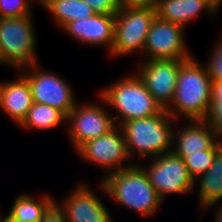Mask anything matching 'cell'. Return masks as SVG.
Segmentation results:
<instances>
[{
	"label": "cell",
	"instance_id": "cell-28",
	"mask_svg": "<svg viewBox=\"0 0 222 222\" xmlns=\"http://www.w3.org/2000/svg\"><path fill=\"white\" fill-rule=\"evenodd\" d=\"M41 222H67V220L62 210L54 203L44 214Z\"/></svg>",
	"mask_w": 222,
	"mask_h": 222
},
{
	"label": "cell",
	"instance_id": "cell-23",
	"mask_svg": "<svg viewBox=\"0 0 222 222\" xmlns=\"http://www.w3.org/2000/svg\"><path fill=\"white\" fill-rule=\"evenodd\" d=\"M211 100L212 104L206 121L222 139V80L212 81Z\"/></svg>",
	"mask_w": 222,
	"mask_h": 222
},
{
	"label": "cell",
	"instance_id": "cell-13",
	"mask_svg": "<svg viewBox=\"0 0 222 222\" xmlns=\"http://www.w3.org/2000/svg\"><path fill=\"white\" fill-rule=\"evenodd\" d=\"M136 74L146 85L156 102L167 109L175 96L180 60H142Z\"/></svg>",
	"mask_w": 222,
	"mask_h": 222
},
{
	"label": "cell",
	"instance_id": "cell-27",
	"mask_svg": "<svg viewBox=\"0 0 222 222\" xmlns=\"http://www.w3.org/2000/svg\"><path fill=\"white\" fill-rule=\"evenodd\" d=\"M159 0H120V6L123 8H149L157 9Z\"/></svg>",
	"mask_w": 222,
	"mask_h": 222
},
{
	"label": "cell",
	"instance_id": "cell-7",
	"mask_svg": "<svg viewBox=\"0 0 222 222\" xmlns=\"http://www.w3.org/2000/svg\"><path fill=\"white\" fill-rule=\"evenodd\" d=\"M147 165H145V161ZM143 160L140 165L148 175L149 182L164 202L171 195H188L194 191V179L190 176L184 160L168 152ZM147 166V167H146Z\"/></svg>",
	"mask_w": 222,
	"mask_h": 222
},
{
	"label": "cell",
	"instance_id": "cell-12",
	"mask_svg": "<svg viewBox=\"0 0 222 222\" xmlns=\"http://www.w3.org/2000/svg\"><path fill=\"white\" fill-rule=\"evenodd\" d=\"M94 191L88 183L80 181L62 200L55 199L67 222H114L107 206Z\"/></svg>",
	"mask_w": 222,
	"mask_h": 222
},
{
	"label": "cell",
	"instance_id": "cell-15",
	"mask_svg": "<svg viewBox=\"0 0 222 222\" xmlns=\"http://www.w3.org/2000/svg\"><path fill=\"white\" fill-rule=\"evenodd\" d=\"M181 125L176 120L173 130L172 152L177 156L210 149L220 139L206 120H187Z\"/></svg>",
	"mask_w": 222,
	"mask_h": 222
},
{
	"label": "cell",
	"instance_id": "cell-1",
	"mask_svg": "<svg viewBox=\"0 0 222 222\" xmlns=\"http://www.w3.org/2000/svg\"><path fill=\"white\" fill-rule=\"evenodd\" d=\"M98 187L108 199H113L139 216H154L163 202L140 163L109 175L104 174Z\"/></svg>",
	"mask_w": 222,
	"mask_h": 222
},
{
	"label": "cell",
	"instance_id": "cell-18",
	"mask_svg": "<svg viewBox=\"0 0 222 222\" xmlns=\"http://www.w3.org/2000/svg\"><path fill=\"white\" fill-rule=\"evenodd\" d=\"M194 186L198 188L197 203L203 214L222 200V147L216 152L208 171L194 180Z\"/></svg>",
	"mask_w": 222,
	"mask_h": 222
},
{
	"label": "cell",
	"instance_id": "cell-3",
	"mask_svg": "<svg viewBox=\"0 0 222 222\" xmlns=\"http://www.w3.org/2000/svg\"><path fill=\"white\" fill-rule=\"evenodd\" d=\"M175 121L163 109L155 116L121 123L119 127L124 134L129 158L136 155L140 160H146L171 152Z\"/></svg>",
	"mask_w": 222,
	"mask_h": 222
},
{
	"label": "cell",
	"instance_id": "cell-10",
	"mask_svg": "<svg viewBox=\"0 0 222 222\" xmlns=\"http://www.w3.org/2000/svg\"><path fill=\"white\" fill-rule=\"evenodd\" d=\"M75 153L84 162L96 165L107 171L106 175L132 166L135 162L127 153L124 134L119 126H116L108 134L91 139L83 143ZM106 169V170H105Z\"/></svg>",
	"mask_w": 222,
	"mask_h": 222
},
{
	"label": "cell",
	"instance_id": "cell-6",
	"mask_svg": "<svg viewBox=\"0 0 222 222\" xmlns=\"http://www.w3.org/2000/svg\"><path fill=\"white\" fill-rule=\"evenodd\" d=\"M156 16V9L120 7L110 57H124L135 51L143 56L147 34Z\"/></svg>",
	"mask_w": 222,
	"mask_h": 222
},
{
	"label": "cell",
	"instance_id": "cell-30",
	"mask_svg": "<svg viewBox=\"0 0 222 222\" xmlns=\"http://www.w3.org/2000/svg\"><path fill=\"white\" fill-rule=\"evenodd\" d=\"M222 203L220 204V206L217 208L216 212H215V216H214V222H222Z\"/></svg>",
	"mask_w": 222,
	"mask_h": 222
},
{
	"label": "cell",
	"instance_id": "cell-19",
	"mask_svg": "<svg viewBox=\"0 0 222 222\" xmlns=\"http://www.w3.org/2000/svg\"><path fill=\"white\" fill-rule=\"evenodd\" d=\"M55 199L46 193L39 198L27 193L19 194L8 214L22 222H41L44 214L55 203Z\"/></svg>",
	"mask_w": 222,
	"mask_h": 222
},
{
	"label": "cell",
	"instance_id": "cell-29",
	"mask_svg": "<svg viewBox=\"0 0 222 222\" xmlns=\"http://www.w3.org/2000/svg\"><path fill=\"white\" fill-rule=\"evenodd\" d=\"M0 222H22L13 217H11L8 213L3 217L2 213H0Z\"/></svg>",
	"mask_w": 222,
	"mask_h": 222
},
{
	"label": "cell",
	"instance_id": "cell-8",
	"mask_svg": "<svg viewBox=\"0 0 222 222\" xmlns=\"http://www.w3.org/2000/svg\"><path fill=\"white\" fill-rule=\"evenodd\" d=\"M43 69L37 63L19 71L28 79L34 103L52 106L67 117L77 104L74 88L57 72Z\"/></svg>",
	"mask_w": 222,
	"mask_h": 222
},
{
	"label": "cell",
	"instance_id": "cell-20",
	"mask_svg": "<svg viewBox=\"0 0 222 222\" xmlns=\"http://www.w3.org/2000/svg\"><path fill=\"white\" fill-rule=\"evenodd\" d=\"M39 5L48 14L50 13L59 29L70 21L81 20L95 14L83 0H39Z\"/></svg>",
	"mask_w": 222,
	"mask_h": 222
},
{
	"label": "cell",
	"instance_id": "cell-22",
	"mask_svg": "<svg viewBox=\"0 0 222 222\" xmlns=\"http://www.w3.org/2000/svg\"><path fill=\"white\" fill-rule=\"evenodd\" d=\"M222 147V139H219L210 149L195 153H182L180 157L184 160L190 176L195 180L198 176L208 171L213 164L216 152Z\"/></svg>",
	"mask_w": 222,
	"mask_h": 222
},
{
	"label": "cell",
	"instance_id": "cell-2",
	"mask_svg": "<svg viewBox=\"0 0 222 222\" xmlns=\"http://www.w3.org/2000/svg\"><path fill=\"white\" fill-rule=\"evenodd\" d=\"M211 84L205 64L194 56L184 61L178 72L175 96L166 111L177 121L182 117L206 120L212 104Z\"/></svg>",
	"mask_w": 222,
	"mask_h": 222
},
{
	"label": "cell",
	"instance_id": "cell-31",
	"mask_svg": "<svg viewBox=\"0 0 222 222\" xmlns=\"http://www.w3.org/2000/svg\"><path fill=\"white\" fill-rule=\"evenodd\" d=\"M209 4H211L217 12H220V8L222 6V0H206Z\"/></svg>",
	"mask_w": 222,
	"mask_h": 222
},
{
	"label": "cell",
	"instance_id": "cell-24",
	"mask_svg": "<svg viewBox=\"0 0 222 222\" xmlns=\"http://www.w3.org/2000/svg\"><path fill=\"white\" fill-rule=\"evenodd\" d=\"M0 0V18L18 17L22 15H34L33 2L39 4V0Z\"/></svg>",
	"mask_w": 222,
	"mask_h": 222
},
{
	"label": "cell",
	"instance_id": "cell-11",
	"mask_svg": "<svg viewBox=\"0 0 222 222\" xmlns=\"http://www.w3.org/2000/svg\"><path fill=\"white\" fill-rule=\"evenodd\" d=\"M185 28L155 17L147 34L142 60L186 61L194 55L188 50Z\"/></svg>",
	"mask_w": 222,
	"mask_h": 222
},
{
	"label": "cell",
	"instance_id": "cell-14",
	"mask_svg": "<svg viewBox=\"0 0 222 222\" xmlns=\"http://www.w3.org/2000/svg\"><path fill=\"white\" fill-rule=\"evenodd\" d=\"M116 15L97 14L81 20L70 21L60 30L71 39L87 46L106 47L110 55L113 40Z\"/></svg>",
	"mask_w": 222,
	"mask_h": 222
},
{
	"label": "cell",
	"instance_id": "cell-16",
	"mask_svg": "<svg viewBox=\"0 0 222 222\" xmlns=\"http://www.w3.org/2000/svg\"><path fill=\"white\" fill-rule=\"evenodd\" d=\"M14 80L0 81V110L19 126L33 105L28 79L18 70Z\"/></svg>",
	"mask_w": 222,
	"mask_h": 222
},
{
	"label": "cell",
	"instance_id": "cell-4",
	"mask_svg": "<svg viewBox=\"0 0 222 222\" xmlns=\"http://www.w3.org/2000/svg\"><path fill=\"white\" fill-rule=\"evenodd\" d=\"M99 92L107 106L115 109L116 126L129 120L155 116L163 110L136 73L122 76Z\"/></svg>",
	"mask_w": 222,
	"mask_h": 222
},
{
	"label": "cell",
	"instance_id": "cell-21",
	"mask_svg": "<svg viewBox=\"0 0 222 222\" xmlns=\"http://www.w3.org/2000/svg\"><path fill=\"white\" fill-rule=\"evenodd\" d=\"M67 117L56 108L47 104L33 103L26 118L18 126L30 131L53 130L63 124L66 126Z\"/></svg>",
	"mask_w": 222,
	"mask_h": 222
},
{
	"label": "cell",
	"instance_id": "cell-25",
	"mask_svg": "<svg viewBox=\"0 0 222 222\" xmlns=\"http://www.w3.org/2000/svg\"><path fill=\"white\" fill-rule=\"evenodd\" d=\"M220 37L209 52L211 54L205 64L211 81L222 80V35Z\"/></svg>",
	"mask_w": 222,
	"mask_h": 222
},
{
	"label": "cell",
	"instance_id": "cell-9",
	"mask_svg": "<svg viewBox=\"0 0 222 222\" xmlns=\"http://www.w3.org/2000/svg\"><path fill=\"white\" fill-rule=\"evenodd\" d=\"M98 98L100 103L77 102L67 116L66 133L75 151L86 141L108 134L116 127L113 114L105 109V100L100 95Z\"/></svg>",
	"mask_w": 222,
	"mask_h": 222
},
{
	"label": "cell",
	"instance_id": "cell-26",
	"mask_svg": "<svg viewBox=\"0 0 222 222\" xmlns=\"http://www.w3.org/2000/svg\"><path fill=\"white\" fill-rule=\"evenodd\" d=\"M97 14L117 15L120 0H83Z\"/></svg>",
	"mask_w": 222,
	"mask_h": 222
},
{
	"label": "cell",
	"instance_id": "cell-5",
	"mask_svg": "<svg viewBox=\"0 0 222 222\" xmlns=\"http://www.w3.org/2000/svg\"><path fill=\"white\" fill-rule=\"evenodd\" d=\"M32 15L0 18V57L15 71L39 63Z\"/></svg>",
	"mask_w": 222,
	"mask_h": 222
},
{
	"label": "cell",
	"instance_id": "cell-17",
	"mask_svg": "<svg viewBox=\"0 0 222 222\" xmlns=\"http://www.w3.org/2000/svg\"><path fill=\"white\" fill-rule=\"evenodd\" d=\"M156 12L160 19L184 28L202 12L214 18L218 14L217 10L206 0H159Z\"/></svg>",
	"mask_w": 222,
	"mask_h": 222
}]
</instances>
